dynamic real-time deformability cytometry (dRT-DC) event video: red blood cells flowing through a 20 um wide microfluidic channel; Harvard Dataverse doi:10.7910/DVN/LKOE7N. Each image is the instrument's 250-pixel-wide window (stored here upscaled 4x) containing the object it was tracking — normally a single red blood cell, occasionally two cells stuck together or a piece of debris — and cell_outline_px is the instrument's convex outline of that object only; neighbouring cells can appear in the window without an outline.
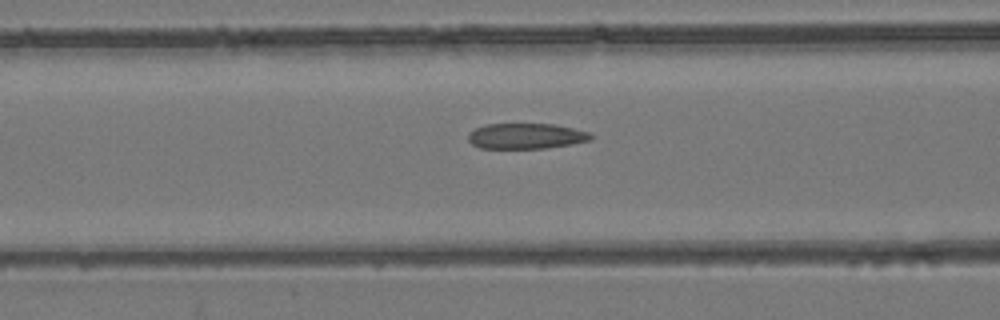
{"species": "common noctule bat (a hibernating species)", "species_latin": "Nyctalus noctula", "temperature_condition": "room temperature", "stored_images_in_passage": 53, "camera_frame_rate_fps": 3000, "um_per_image_px": 0.085, "animal": {"sex": "female", "body_mass_g": 24.6, "forearm_length_mm": 56.2}, "frame": {"image": 1, "passage_image": 22, "time_ms": 7.0, "image_size_px": [1000, 320], "cell_outline_px": [[592, 140], [572, 144], [544, 148], [480, 148], [472, 144], [468, 140], [468, 132], [476, 128], [488, 124], [556, 124], [588, 132], [592, 136]], "centroid_in_image_um": [44.7, 11.56], "position_along_channel_um": 121.9, "area_um2": 18.21}}
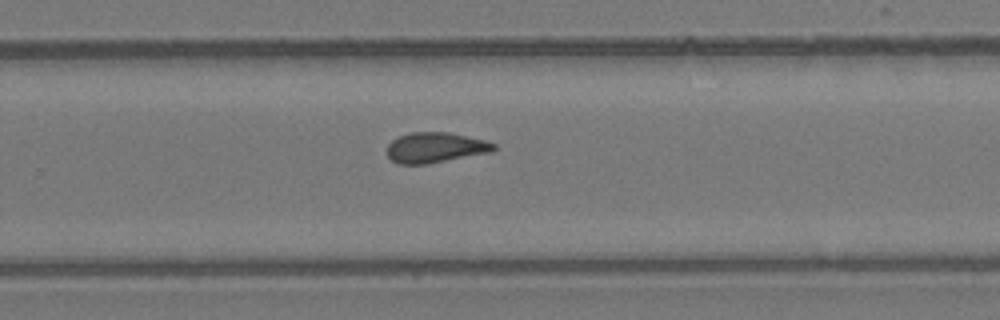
{"frame": {"image": 2, "passage_image": 35, "time_ms": 11.333, "image_size_px": [1000, 320], "cell_outline_px": [[496, 148], [492, 152], [428, 164], [396, 164], [388, 156], [388, 144], [392, 140], [400, 136], [412, 132], [448, 132], [484, 140], [496, 144]], "centroid_in_image_um": [37.01, 12.55], "position_along_channel_um": 292.8, "area_um2": 18.84}}
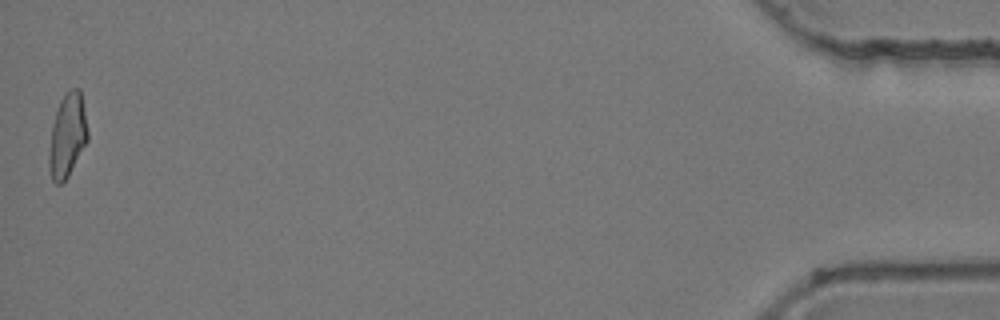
{"frame": {"image": 3, "passage_image": 53, "time_ms": 17.333, "image_size_px": [1000, 320], "cell_outline_px": [[88, 140], [68, 176], [60, 184], [56, 184], [52, 180], [48, 168], [48, 156], [52, 124], [60, 100], [72, 88], [80, 88], [88, 132]], "centroid_in_image_um": [5.71, 11.54], "position_along_channel_um": 429.5, "area_um2": 18.73}, "authors_computed_cell_mechanics": {"area_um2": 19.1896, "velocity_mm_per_s": 3.9535, "shape_relaxation_time_tau1_ms": null, "shape_relaxation_time_tau2_ms": 2.7412, "deformation_change_tau1": null, "deformation_change_tau2": 0.0998}}